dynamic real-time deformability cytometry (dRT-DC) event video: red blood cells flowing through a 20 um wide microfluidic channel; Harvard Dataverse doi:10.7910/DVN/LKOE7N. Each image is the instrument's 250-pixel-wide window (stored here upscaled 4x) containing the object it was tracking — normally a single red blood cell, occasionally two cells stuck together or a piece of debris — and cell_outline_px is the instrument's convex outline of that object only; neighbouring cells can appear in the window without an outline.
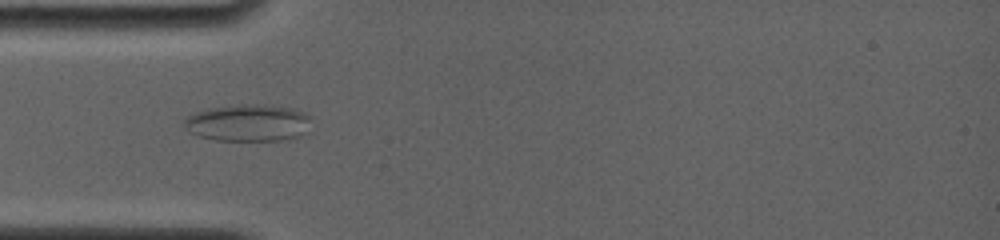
{"species": "common noctule bat (a hibernating species)", "species_latin": "Nyctalus noctula", "temperature_condition": "room temperature", "stored_images_in_passage": 2, "camera_frame_rate_fps": 4000, "um_per_image_px": 0.085, "animal": {"sex": "female", "body_mass_g": 19.0, "forearm_length_mm": 56.7}, "frame": {"image": 1, "passage_image": 1, "time_ms": 0.0, "image_size_px": [1000, 240], "cell_outline_px": [[312, 116], [308, 132], [288, 140], [216, 140], [200, 136], [188, 132], [184, 128], [184, 120], [188, 116], [196, 112], [208, 108], [240, 104], [272, 104], [304, 112]], "centroid_in_image_um": [21.13, 10.43], "position_along_channel_um": 63.9, "area_um2": 27.74}}